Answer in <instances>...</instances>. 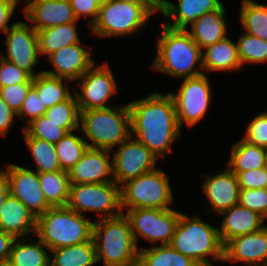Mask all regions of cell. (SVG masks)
Segmentation results:
<instances>
[{"instance_id": "obj_31", "label": "cell", "mask_w": 267, "mask_h": 266, "mask_svg": "<svg viewBox=\"0 0 267 266\" xmlns=\"http://www.w3.org/2000/svg\"><path fill=\"white\" fill-rule=\"evenodd\" d=\"M26 240L18 238L14 241L9 257L12 262L16 266H50L48 247L40 239L29 243Z\"/></svg>"}, {"instance_id": "obj_19", "label": "cell", "mask_w": 267, "mask_h": 266, "mask_svg": "<svg viewBox=\"0 0 267 266\" xmlns=\"http://www.w3.org/2000/svg\"><path fill=\"white\" fill-rule=\"evenodd\" d=\"M54 70H43L45 74L62 77L71 81L78 80L96 62L91 58V52L80 43L63 47L47 56Z\"/></svg>"}, {"instance_id": "obj_39", "label": "cell", "mask_w": 267, "mask_h": 266, "mask_svg": "<svg viewBox=\"0 0 267 266\" xmlns=\"http://www.w3.org/2000/svg\"><path fill=\"white\" fill-rule=\"evenodd\" d=\"M238 204L259 213L267 220V188L240 189Z\"/></svg>"}, {"instance_id": "obj_24", "label": "cell", "mask_w": 267, "mask_h": 266, "mask_svg": "<svg viewBox=\"0 0 267 266\" xmlns=\"http://www.w3.org/2000/svg\"><path fill=\"white\" fill-rule=\"evenodd\" d=\"M225 15V8L222 5L218 10L208 12L197 18L190 25L191 30L186 29L201 50L227 37L228 27Z\"/></svg>"}, {"instance_id": "obj_13", "label": "cell", "mask_w": 267, "mask_h": 266, "mask_svg": "<svg viewBox=\"0 0 267 266\" xmlns=\"http://www.w3.org/2000/svg\"><path fill=\"white\" fill-rule=\"evenodd\" d=\"M132 135L118 145L112 156L113 178L120 186L127 180L156 169V156Z\"/></svg>"}, {"instance_id": "obj_33", "label": "cell", "mask_w": 267, "mask_h": 266, "mask_svg": "<svg viewBox=\"0 0 267 266\" xmlns=\"http://www.w3.org/2000/svg\"><path fill=\"white\" fill-rule=\"evenodd\" d=\"M239 21L244 32L267 41V6L254 0H242Z\"/></svg>"}, {"instance_id": "obj_32", "label": "cell", "mask_w": 267, "mask_h": 266, "mask_svg": "<svg viewBox=\"0 0 267 266\" xmlns=\"http://www.w3.org/2000/svg\"><path fill=\"white\" fill-rule=\"evenodd\" d=\"M38 179L42 192L52 207L67 205L70 187L68 172L61 170L39 173Z\"/></svg>"}, {"instance_id": "obj_7", "label": "cell", "mask_w": 267, "mask_h": 266, "mask_svg": "<svg viewBox=\"0 0 267 266\" xmlns=\"http://www.w3.org/2000/svg\"><path fill=\"white\" fill-rule=\"evenodd\" d=\"M161 2L110 0L101 4L96 21L91 26L99 37L131 36L140 30L152 15L160 11Z\"/></svg>"}, {"instance_id": "obj_38", "label": "cell", "mask_w": 267, "mask_h": 266, "mask_svg": "<svg viewBox=\"0 0 267 266\" xmlns=\"http://www.w3.org/2000/svg\"><path fill=\"white\" fill-rule=\"evenodd\" d=\"M22 128V131L28 136L53 144L59 142L67 134L63 128L59 127V124L49 121L44 115L32 120Z\"/></svg>"}, {"instance_id": "obj_22", "label": "cell", "mask_w": 267, "mask_h": 266, "mask_svg": "<svg viewBox=\"0 0 267 266\" xmlns=\"http://www.w3.org/2000/svg\"><path fill=\"white\" fill-rule=\"evenodd\" d=\"M224 216L219 231L223 245L229 240L263 229L266 219L259 213L239 204L221 212Z\"/></svg>"}, {"instance_id": "obj_4", "label": "cell", "mask_w": 267, "mask_h": 266, "mask_svg": "<svg viewBox=\"0 0 267 266\" xmlns=\"http://www.w3.org/2000/svg\"><path fill=\"white\" fill-rule=\"evenodd\" d=\"M93 224L85 215L67 206L51 207L36 218L38 238L54 250L63 246L79 245L92 240Z\"/></svg>"}, {"instance_id": "obj_14", "label": "cell", "mask_w": 267, "mask_h": 266, "mask_svg": "<svg viewBox=\"0 0 267 266\" xmlns=\"http://www.w3.org/2000/svg\"><path fill=\"white\" fill-rule=\"evenodd\" d=\"M0 171L8 183L9 194L21 201L35 218L52 207L42 192L36 170L8 163L6 170Z\"/></svg>"}, {"instance_id": "obj_6", "label": "cell", "mask_w": 267, "mask_h": 266, "mask_svg": "<svg viewBox=\"0 0 267 266\" xmlns=\"http://www.w3.org/2000/svg\"><path fill=\"white\" fill-rule=\"evenodd\" d=\"M174 249L190 257L199 266H213L208 260L223 262L224 245L218 228L202 221L197 216L190 218L180 213V218L170 243Z\"/></svg>"}, {"instance_id": "obj_36", "label": "cell", "mask_w": 267, "mask_h": 266, "mask_svg": "<svg viewBox=\"0 0 267 266\" xmlns=\"http://www.w3.org/2000/svg\"><path fill=\"white\" fill-rule=\"evenodd\" d=\"M44 117L59 124L67 133L80 128V110L75 94L68 100L48 108Z\"/></svg>"}, {"instance_id": "obj_27", "label": "cell", "mask_w": 267, "mask_h": 266, "mask_svg": "<svg viewBox=\"0 0 267 266\" xmlns=\"http://www.w3.org/2000/svg\"><path fill=\"white\" fill-rule=\"evenodd\" d=\"M70 81L66 78L54 77L41 72L33 77L32 88L37 92L38 97L48 109L68 100L72 96L67 84Z\"/></svg>"}, {"instance_id": "obj_45", "label": "cell", "mask_w": 267, "mask_h": 266, "mask_svg": "<svg viewBox=\"0 0 267 266\" xmlns=\"http://www.w3.org/2000/svg\"><path fill=\"white\" fill-rule=\"evenodd\" d=\"M77 20L83 16L89 17L88 26H92L96 21L100 4L96 0H70Z\"/></svg>"}, {"instance_id": "obj_12", "label": "cell", "mask_w": 267, "mask_h": 266, "mask_svg": "<svg viewBox=\"0 0 267 266\" xmlns=\"http://www.w3.org/2000/svg\"><path fill=\"white\" fill-rule=\"evenodd\" d=\"M95 65L77 80H80V93L74 89L80 111L111 107L107 102L117 92V83L108 63Z\"/></svg>"}, {"instance_id": "obj_37", "label": "cell", "mask_w": 267, "mask_h": 266, "mask_svg": "<svg viewBox=\"0 0 267 266\" xmlns=\"http://www.w3.org/2000/svg\"><path fill=\"white\" fill-rule=\"evenodd\" d=\"M237 43L240 63H267V41L244 32Z\"/></svg>"}, {"instance_id": "obj_23", "label": "cell", "mask_w": 267, "mask_h": 266, "mask_svg": "<svg viewBox=\"0 0 267 266\" xmlns=\"http://www.w3.org/2000/svg\"><path fill=\"white\" fill-rule=\"evenodd\" d=\"M0 230L16 239L32 232L35 235L36 218L21 201L9 194L0 210Z\"/></svg>"}, {"instance_id": "obj_8", "label": "cell", "mask_w": 267, "mask_h": 266, "mask_svg": "<svg viewBox=\"0 0 267 266\" xmlns=\"http://www.w3.org/2000/svg\"><path fill=\"white\" fill-rule=\"evenodd\" d=\"M168 176L157 168L137 178L127 180L120 188L121 208L127 210L137 208L171 209L174 201Z\"/></svg>"}, {"instance_id": "obj_46", "label": "cell", "mask_w": 267, "mask_h": 266, "mask_svg": "<svg viewBox=\"0 0 267 266\" xmlns=\"http://www.w3.org/2000/svg\"><path fill=\"white\" fill-rule=\"evenodd\" d=\"M19 3L20 0H0V30L3 33H5L14 24L12 23L10 25L9 23L11 22V17L13 16L15 8Z\"/></svg>"}, {"instance_id": "obj_51", "label": "cell", "mask_w": 267, "mask_h": 266, "mask_svg": "<svg viewBox=\"0 0 267 266\" xmlns=\"http://www.w3.org/2000/svg\"><path fill=\"white\" fill-rule=\"evenodd\" d=\"M135 2H161V0H130Z\"/></svg>"}, {"instance_id": "obj_11", "label": "cell", "mask_w": 267, "mask_h": 266, "mask_svg": "<svg viewBox=\"0 0 267 266\" xmlns=\"http://www.w3.org/2000/svg\"><path fill=\"white\" fill-rule=\"evenodd\" d=\"M205 73L190 78H184L178 92L170 93L173 98L177 120L181 128L183 123L189 127L196 125L209 109L212 90Z\"/></svg>"}, {"instance_id": "obj_40", "label": "cell", "mask_w": 267, "mask_h": 266, "mask_svg": "<svg viewBox=\"0 0 267 266\" xmlns=\"http://www.w3.org/2000/svg\"><path fill=\"white\" fill-rule=\"evenodd\" d=\"M242 139L251 145L267 147V111H264L247 125Z\"/></svg>"}, {"instance_id": "obj_43", "label": "cell", "mask_w": 267, "mask_h": 266, "mask_svg": "<svg viewBox=\"0 0 267 266\" xmlns=\"http://www.w3.org/2000/svg\"><path fill=\"white\" fill-rule=\"evenodd\" d=\"M47 108L42 103L41 99L38 97L37 92L31 88L22 104L20 111L17 113V117L25 118L27 116V124L32 120L43 116Z\"/></svg>"}, {"instance_id": "obj_5", "label": "cell", "mask_w": 267, "mask_h": 266, "mask_svg": "<svg viewBox=\"0 0 267 266\" xmlns=\"http://www.w3.org/2000/svg\"><path fill=\"white\" fill-rule=\"evenodd\" d=\"M88 148L113 150L132 135L129 104L80 111V128Z\"/></svg>"}, {"instance_id": "obj_26", "label": "cell", "mask_w": 267, "mask_h": 266, "mask_svg": "<svg viewBox=\"0 0 267 266\" xmlns=\"http://www.w3.org/2000/svg\"><path fill=\"white\" fill-rule=\"evenodd\" d=\"M76 23L71 22L37 31L39 54L48 56L63 47L80 43Z\"/></svg>"}, {"instance_id": "obj_17", "label": "cell", "mask_w": 267, "mask_h": 266, "mask_svg": "<svg viewBox=\"0 0 267 266\" xmlns=\"http://www.w3.org/2000/svg\"><path fill=\"white\" fill-rule=\"evenodd\" d=\"M24 15L35 31L77 22L70 0H24Z\"/></svg>"}, {"instance_id": "obj_20", "label": "cell", "mask_w": 267, "mask_h": 266, "mask_svg": "<svg viewBox=\"0 0 267 266\" xmlns=\"http://www.w3.org/2000/svg\"><path fill=\"white\" fill-rule=\"evenodd\" d=\"M202 176L205 177V181L202 182L203 193L212 205L213 211L220 214L238 204L240 186L237 176L228 167L215 176Z\"/></svg>"}, {"instance_id": "obj_28", "label": "cell", "mask_w": 267, "mask_h": 266, "mask_svg": "<svg viewBox=\"0 0 267 266\" xmlns=\"http://www.w3.org/2000/svg\"><path fill=\"white\" fill-rule=\"evenodd\" d=\"M230 155L227 165L235 175L265 167V148L251 145L242 138L234 143Z\"/></svg>"}, {"instance_id": "obj_49", "label": "cell", "mask_w": 267, "mask_h": 266, "mask_svg": "<svg viewBox=\"0 0 267 266\" xmlns=\"http://www.w3.org/2000/svg\"><path fill=\"white\" fill-rule=\"evenodd\" d=\"M8 195H9V186L5 176L0 171V210Z\"/></svg>"}, {"instance_id": "obj_25", "label": "cell", "mask_w": 267, "mask_h": 266, "mask_svg": "<svg viewBox=\"0 0 267 266\" xmlns=\"http://www.w3.org/2000/svg\"><path fill=\"white\" fill-rule=\"evenodd\" d=\"M241 67L237 43L231 41L229 37H225L202 50V68L207 73L237 70Z\"/></svg>"}, {"instance_id": "obj_47", "label": "cell", "mask_w": 267, "mask_h": 266, "mask_svg": "<svg viewBox=\"0 0 267 266\" xmlns=\"http://www.w3.org/2000/svg\"><path fill=\"white\" fill-rule=\"evenodd\" d=\"M14 116L17 114L0 97V135L2 137H7L8 130L13 125Z\"/></svg>"}, {"instance_id": "obj_48", "label": "cell", "mask_w": 267, "mask_h": 266, "mask_svg": "<svg viewBox=\"0 0 267 266\" xmlns=\"http://www.w3.org/2000/svg\"><path fill=\"white\" fill-rule=\"evenodd\" d=\"M16 238L3 230H0V261L8 259Z\"/></svg>"}, {"instance_id": "obj_2", "label": "cell", "mask_w": 267, "mask_h": 266, "mask_svg": "<svg viewBox=\"0 0 267 266\" xmlns=\"http://www.w3.org/2000/svg\"><path fill=\"white\" fill-rule=\"evenodd\" d=\"M197 65L201 70L196 69ZM151 67L175 78L196 77L204 73L202 50L186 30L162 24V34L157 39V56Z\"/></svg>"}, {"instance_id": "obj_41", "label": "cell", "mask_w": 267, "mask_h": 266, "mask_svg": "<svg viewBox=\"0 0 267 266\" xmlns=\"http://www.w3.org/2000/svg\"><path fill=\"white\" fill-rule=\"evenodd\" d=\"M19 83H33V77L14 63L0 56V88Z\"/></svg>"}, {"instance_id": "obj_53", "label": "cell", "mask_w": 267, "mask_h": 266, "mask_svg": "<svg viewBox=\"0 0 267 266\" xmlns=\"http://www.w3.org/2000/svg\"><path fill=\"white\" fill-rule=\"evenodd\" d=\"M96 1L101 5L107 3L110 0H96Z\"/></svg>"}, {"instance_id": "obj_34", "label": "cell", "mask_w": 267, "mask_h": 266, "mask_svg": "<svg viewBox=\"0 0 267 266\" xmlns=\"http://www.w3.org/2000/svg\"><path fill=\"white\" fill-rule=\"evenodd\" d=\"M24 140L27 147L31 151L32 158L36 162L37 172L46 173L53 171H61L58 162L55 144L28 136L24 131Z\"/></svg>"}, {"instance_id": "obj_1", "label": "cell", "mask_w": 267, "mask_h": 266, "mask_svg": "<svg viewBox=\"0 0 267 266\" xmlns=\"http://www.w3.org/2000/svg\"><path fill=\"white\" fill-rule=\"evenodd\" d=\"M132 136L156 157H166L173 141L181 136L175 105L170 93L157 92L129 103ZM166 155V156H165Z\"/></svg>"}, {"instance_id": "obj_3", "label": "cell", "mask_w": 267, "mask_h": 266, "mask_svg": "<svg viewBox=\"0 0 267 266\" xmlns=\"http://www.w3.org/2000/svg\"><path fill=\"white\" fill-rule=\"evenodd\" d=\"M92 240L97 262L104 266H137L139 248L124 213L93 224Z\"/></svg>"}, {"instance_id": "obj_30", "label": "cell", "mask_w": 267, "mask_h": 266, "mask_svg": "<svg viewBox=\"0 0 267 266\" xmlns=\"http://www.w3.org/2000/svg\"><path fill=\"white\" fill-rule=\"evenodd\" d=\"M49 252L54 254L53 258H50V266H93L98 263L93 240L59 247Z\"/></svg>"}, {"instance_id": "obj_42", "label": "cell", "mask_w": 267, "mask_h": 266, "mask_svg": "<svg viewBox=\"0 0 267 266\" xmlns=\"http://www.w3.org/2000/svg\"><path fill=\"white\" fill-rule=\"evenodd\" d=\"M32 87L33 83H19L13 86L2 87L0 88V97L17 114Z\"/></svg>"}, {"instance_id": "obj_18", "label": "cell", "mask_w": 267, "mask_h": 266, "mask_svg": "<svg viewBox=\"0 0 267 266\" xmlns=\"http://www.w3.org/2000/svg\"><path fill=\"white\" fill-rule=\"evenodd\" d=\"M111 151L88 148L82 158L68 172L70 184H97L113 182Z\"/></svg>"}, {"instance_id": "obj_9", "label": "cell", "mask_w": 267, "mask_h": 266, "mask_svg": "<svg viewBox=\"0 0 267 266\" xmlns=\"http://www.w3.org/2000/svg\"><path fill=\"white\" fill-rule=\"evenodd\" d=\"M119 185L113 182L97 184H70L67 207L82 214L95 212L98 219L111 218L123 213Z\"/></svg>"}, {"instance_id": "obj_50", "label": "cell", "mask_w": 267, "mask_h": 266, "mask_svg": "<svg viewBox=\"0 0 267 266\" xmlns=\"http://www.w3.org/2000/svg\"><path fill=\"white\" fill-rule=\"evenodd\" d=\"M0 266H16L10 258L0 261Z\"/></svg>"}, {"instance_id": "obj_16", "label": "cell", "mask_w": 267, "mask_h": 266, "mask_svg": "<svg viewBox=\"0 0 267 266\" xmlns=\"http://www.w3.org/2000/svg\"><path fill=\"white\" fill-rule=\"evenodd\" d=\"M245 262L246 266H267V226L235 237L224 245L223 262Z\"/></svg>"}, {"instance_id": "obj_21", "label": "cell", "mask_w": 267, "mask_h": 266, "mask_svg": "<svg viewBox=\"0 0 267 266\" xmlns=\"http://www.w3.org/2000/svg\"><path fill=\"white\" fill-rule=\"evenodd\" d=\"M222 5L220 0H178L177 5L168 0H161L160 12L166 18L163 24L173 29L186 30L188 24L191 25L208 12L218 10ZM170 18L173 20L171 23Z\"/></svg>"}, {"instance_id": "obj_29", "label": "cell", "mask_w": 267, "mask_h": 266, "mask_svg": "<svg viewBox=\"0 0 267 266\" xmlns=\"http://www.w3.org/2000/svg\"><path fill=\"white\" fill-rule=\"evenodd\" d=\"M137 266H199L190 257L184 256L170 245H153L139 248Z\"/></svg>"}, {"instance_id": "obj_35", "label": "cell", "mask_w": 267, "mask_h": 266, "mask_svg": "<svg viewBox=\"0 0 267 266\" xmlns=\"http://www.w3.org/2000/svg\"><path fill=\"white\" fill-rule=\"evenodd\" d=\"M73 132H68L55 144L59 165L66 172L74 167L88 149L86 140Z\"/></svg>"}, {"instance_id": "obj_15", "label": "cell", "mask_w": 267, "mask_h": 266, "mask_svg": "<svg viewBox=\"0 0 267 266\" xmlns=\"http://www.w3.org/2000/svg\"><path fill=\"white\" fill-rule=\"evenodd\" d=\"M7 56L1 53V57L14 63L20 69L26 71L31 77L41 73H35L34 68L38 64L39 47L37 31L26 22H14L5 32Z\"/></svg>"}, {"instance_id": "obj_52", "label": "cell", "mask_w": 267, "mask_h": 266, "mask_svg": "<svg viewBox=\"0 0 267 266\" xmlns=\"http://www.w3.org/2000/svg\"><path fill=\"white\" fill-rule=\"evenodd\" d=\"M265 169L267 170V147L265 148Z\"/></svg>"}, {"instance_id": "obj_44", "label": "cell", "mask_w": 267, "mask_h": 266, "mask_svg": "<svg viewBox=\"0 0 267 266\" xmlns=\"http://www.w3.org/2000/svg\"><path fill=\"white\" fill-rule=\"evenodd\" d=\"M236 176L240 189L267 188V170L265 167L239 172Z\"/></svg>"}, {"instance_id": "obj_10", "label": "cell", "mask_w": 267, "mask_h": 266, "mask_svg": "<svg viewBox=\"0 0 267 266\" xmlns=\"http://www.w3.org/2000/svg\"><path fill=\"white\" fill-rule=\"evenodd\" d=\"M123 213L129 221L136 245L139 237L153 244L159 241L160 245H170L180 218V212L173 208H137L123 210Z\"/></svg>"}]
</instances>
